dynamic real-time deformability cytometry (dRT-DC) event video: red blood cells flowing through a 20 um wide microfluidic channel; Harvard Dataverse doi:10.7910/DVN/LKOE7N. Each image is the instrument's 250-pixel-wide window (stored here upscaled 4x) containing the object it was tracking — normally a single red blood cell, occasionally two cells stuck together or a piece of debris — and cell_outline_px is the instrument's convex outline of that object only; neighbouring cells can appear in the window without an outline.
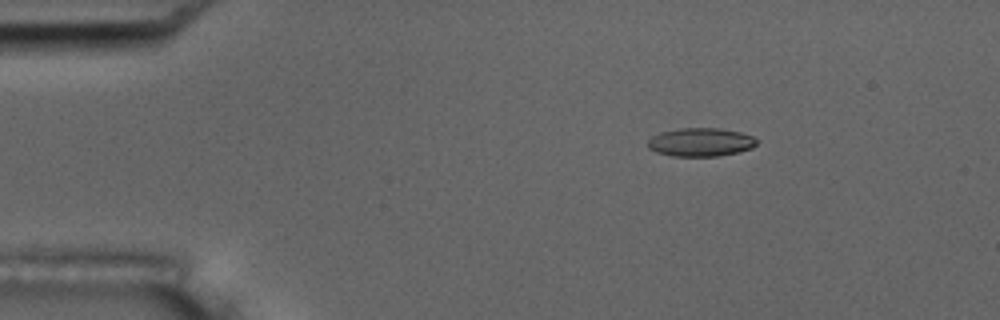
{"species": "common noctule bat (a hibernating species)", "species_latin": "Nyctalus noctula", "temperature_condition": "room temperature", "stored_images_in_passage": 49, "camera_frame_rate_fps": 3000, "um_per_image_px": 0.085, "animal": {"sex": "male", "body_mass_g": 17.5, "forearm_length_mm": 52.3}, "frame": {"image": 1, "passage_image": 3, "time_ms": 0.667, "image_size_px": [1000, 320], "cell_outline_px": [[756, 144], [752, 148], [740, 152], [716, 156], [672, 156], [656, 152], [648, 148], [648, 140], [652, 136], [660, 132], [680, 128], [720, 128], [740, 132], [752, 136], [756, 140]], "centroid_in_image_um": [59.54, 12.08], "position_along_channel_um": 25.5, "area_um2": 18.09}}
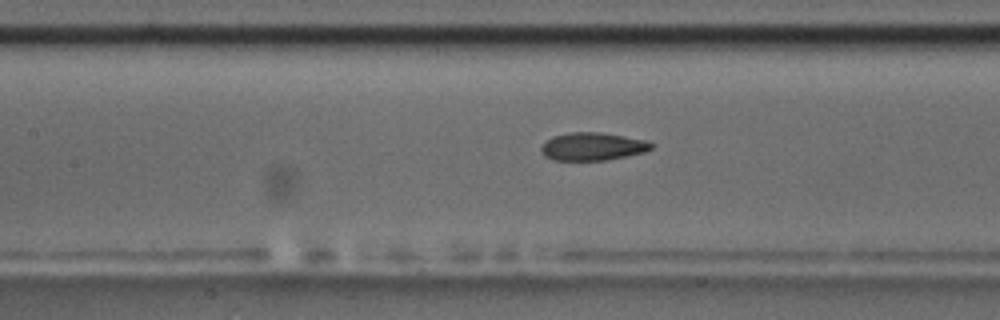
{"frame": {"image": 2, "passage_image": 19, "time_ms": 6.0, "image_size_px": [1000, 320], "cell_outline_px": [[652, 148], [644, 152], [628, 156], [604, 160], [552, 160], [544, 156], [540, 148], [552, 136], [568, 132], [600, 132], [648, 140], [652, 144]], "centroid_in_image_um": [50.37, 12.45], "position_along_channel_um": 157.0, "area_um2": 17.92}}
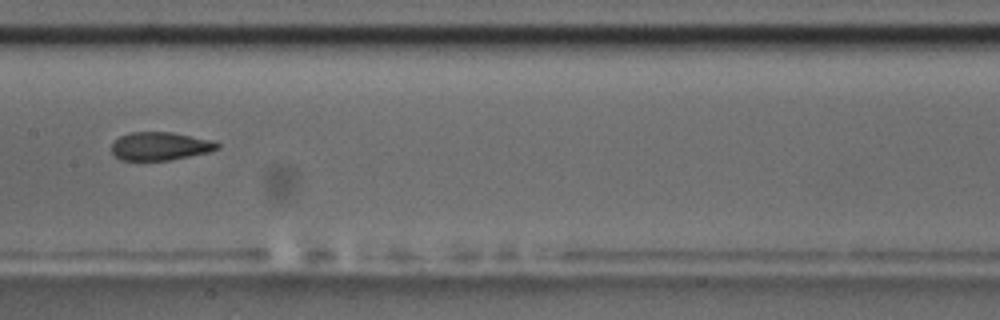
{"frame": {"image": 3, "passage_image": 22, "time_ms": 7.0, "image_size_px": [1000, 320], "cell_outline_px": [[220, 148], [208, 152], [168, 160], [120, 160], [112, 152], [112, 144], [120, 136], [132, 132], [172, 132], [216, 140], [220, 144]], "centroid_in_image_um": [13.66, 12.41], "position_along_channel_um": 193.7, "area_um2": 17.4}, "authors_computed_cell_mechanics": {"area_um2": 18.4382, "velocity_mm_per_s": 3.721, "shape_relaxation_time_tau1_ms": 7.4273, "shape_relaxation_time_tau2_ms": 2.0898, "deformation_change_tau1": 0.167, "deformation_change_tau2": 0.0778}}